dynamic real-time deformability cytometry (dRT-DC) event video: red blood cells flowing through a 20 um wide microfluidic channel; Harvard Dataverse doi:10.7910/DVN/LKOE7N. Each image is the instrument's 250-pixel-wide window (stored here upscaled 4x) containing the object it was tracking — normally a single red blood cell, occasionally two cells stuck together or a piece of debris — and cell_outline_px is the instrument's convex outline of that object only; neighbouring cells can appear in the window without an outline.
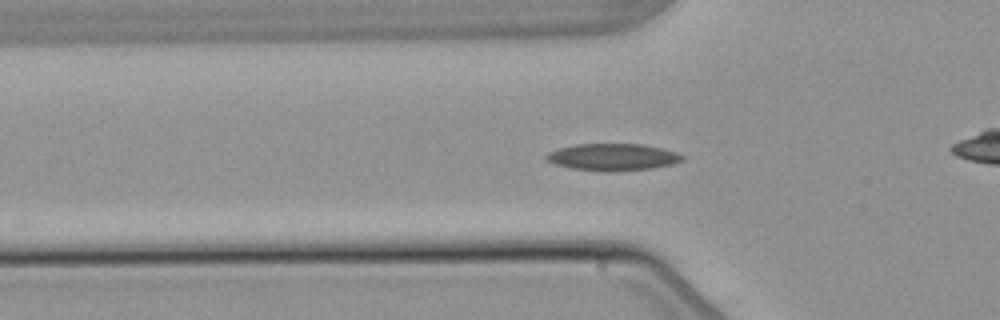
{"species": "common noctule bat (a hibernating species)", "species_latin": "Nyctalus noctula", "temperature_condition": "warm", "stored_images_in_passage": 5, "camera_frame_rate_fps": 3000, "um_per_image_px": 0.085, "animal": {"sex": "male", "body_mass_g": 21.5, "forearm_length_mm": 52.0}, "frame": {"image": 1, "passage_image": 5, "time_ms": 5.0, "image_size_px": [1000, 320], "cell_outline_px": [[684, 160], [672, 164], [652, 168], [608, 172], [604, 172], [568, 168], [544, 160], [544, 156], [548, 152], [560, 148], [576, 144], [640, 144], [660, 148], [676, 152], [684, 156]], "centroid_in_image_um": [52.04, 13.36], "position_along_channel_um": 73.8, "area_um2": 21.44}}